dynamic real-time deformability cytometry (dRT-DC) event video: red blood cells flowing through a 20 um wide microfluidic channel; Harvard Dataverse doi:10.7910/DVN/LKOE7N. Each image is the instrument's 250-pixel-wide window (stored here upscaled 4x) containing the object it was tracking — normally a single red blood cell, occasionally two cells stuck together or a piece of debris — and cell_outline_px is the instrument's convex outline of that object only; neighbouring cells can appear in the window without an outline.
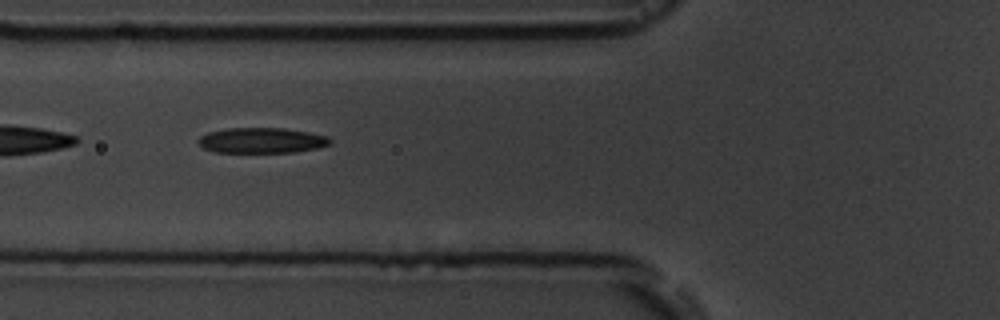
{"species": "common noctule bat (a hibernating species)", "species_latin": "Nyctalus noctula", "temperature_condition": "room temperature", "stored_images_in_passage": 3, "camera_frame_rate_fps": 3000, "um_per_image_px": 0.085, "animal": {"sex": "male", "body_mass_g": 19.5, "forearm_length_mm": 54.6}, "frame": {"image": 1, "passage_image": 2, "time_ms": 1.333, "image_size_px": [1000, 320], "cell_outline_px": [[332, 144], [316, 148], [296, 152], [212, 152], [204, 148], [196, 140], [200, 136], [208, 132], [228, 128], [284, 128], [308, 132], [328, 136], [332, 140]], "centroid_in_image_um": [22.25, 11.93], "position_along_channel_um": 103.6, "area_um2": 19.59}}